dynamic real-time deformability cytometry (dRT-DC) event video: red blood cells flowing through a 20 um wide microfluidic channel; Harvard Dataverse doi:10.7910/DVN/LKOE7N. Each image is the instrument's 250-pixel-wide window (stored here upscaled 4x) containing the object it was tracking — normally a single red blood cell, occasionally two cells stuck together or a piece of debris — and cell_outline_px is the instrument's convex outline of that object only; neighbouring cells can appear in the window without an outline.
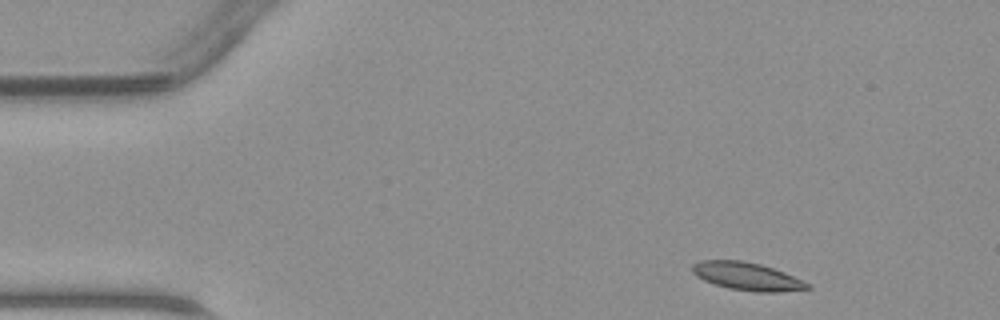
{"species": "common noctule bat (a hibernating species)", "species_latin": "Nyctalus noctula", "temperature_condition": "warm", "stored_images_in_passage": 42, "camera_frame_rate_fps": 3000, "um_per_image_px": 0.085, "animal": {"sex": "male", "body_mass_g": 23.1, "forearm_length_mm": 52.7}, "frame": {"image": 1, "passage_image": 1, "time_ms": 0.0, "image_size_px": [1000, 320], "cell_outline_px": [[812, 288], [776, 292], [756, 292], [728, 288], [704, 280], [696, 276], [692, 272], [692, 264], [700, 260], [740, 260], [760, 264], [784, 272], [812, 284]], "centroid_in_image_um": [63.5, 23.49], "position_along_channel_um": 21.5, "area_um2": 18.67}}
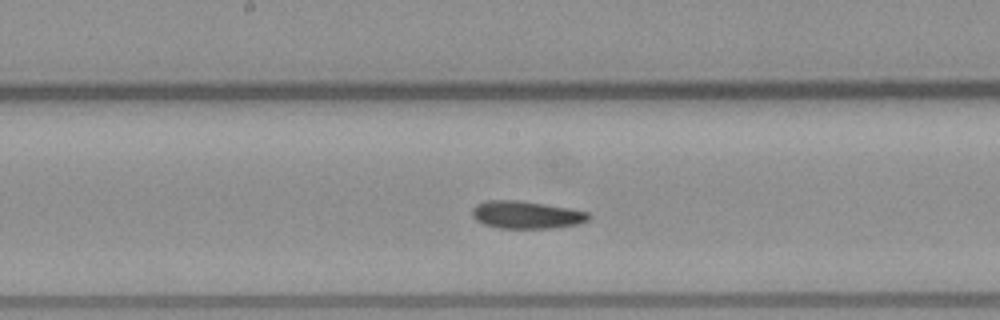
{"frame": {"image": 2, "passage_image": 19, "time_ms": 6.0, "image_size_px": [1000, 320], "cell_outline_px": [[592, 216], [588, 220], [576, 224], [556, 228], [500, 228], [484, 224], [476, 220], [472, 216], [472, 208], [476, 204], [488, 200], [520, 200], [568, 208], [588, 212]], "centroid_in_image_um": [44.73, 18.26], "position_along_channel_um": 203.5, "area_um2": 18.73}}
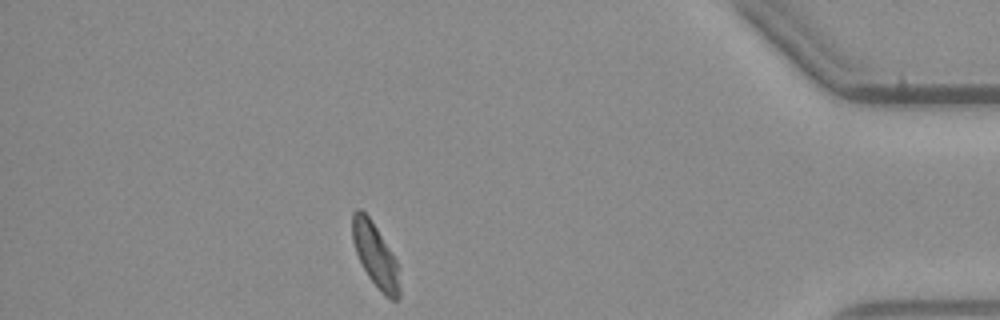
{"frame": {"image": 3, "passage_image": 36, "time_ms": 11.667, "image_size_px": [1000, 320], "cell_outline_px": [[400, 296], [396, 300], [392, 300], [384, 296], [368, 276], [356, 252], [352, 240], [352, 212], [356, 208], [360, 208], [368, 216], [376, 228], [396, 260], [400, 268]], "centroid_in_image_um": [31.92, 21.73], "position_along_channel_um": 403.3, "area_um2": 17.51}}